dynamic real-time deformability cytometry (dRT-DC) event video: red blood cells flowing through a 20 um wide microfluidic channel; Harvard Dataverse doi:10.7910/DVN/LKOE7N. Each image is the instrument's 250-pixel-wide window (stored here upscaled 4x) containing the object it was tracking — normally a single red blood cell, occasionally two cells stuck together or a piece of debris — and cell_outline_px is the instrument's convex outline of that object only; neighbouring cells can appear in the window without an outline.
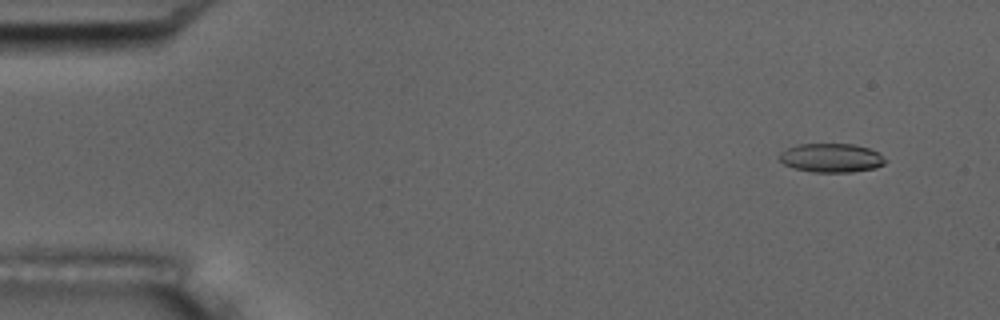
{"species": "common noctule bat (a hibernating species)", "species_latin": "Nyctalus noctula", "temperature_condition": "room temperature", "stored_images_in_passage": 54, "camera_frame_rate_fps": 3000, "um_per_image_px": 0.085, "animal": {"sex": "male", "body_mass_g": 17.5, "forearm_length_mm": 52.3}, "frame": {"image": 1, "passage_image": 4, "time_ms": 1.0, "image_size_px": [1000, 320], "cell_outline_px": [[888, 160], [884, 164], [876, 168], [852, 172], [812, 172], [792, 168], [784, 164], [776, 156], [780, 152], [796, 144], [852, 144], [868, 148], [876, 152]], "centroid_in_image_um": [70.62, 13.43], "position_along_channel_um": 14.4, "area_um2": 17.98}}
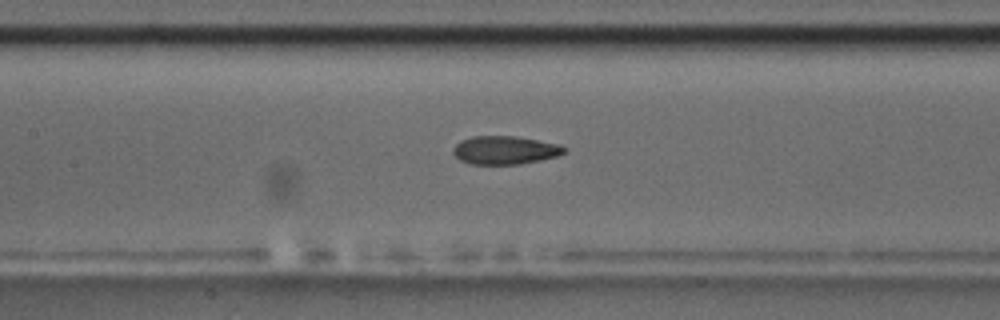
{"frame": {"image": 2, "passage_image": 25, "time_ms": 8.0, "image_size_px": [1000, 320], "cell_outline_px": [[568, 148], [564, 152], [556, 156], [540, 160], [520, 164], [472, 164], [460, 160], [452, 152], [452, 148], [460, 140], [472, 136], [516, 136], [560, 144]], "centroid_in_image_um": [42.91, 12.75], "position_along_channel_um": 164.5, "area_um2": 18.38}}
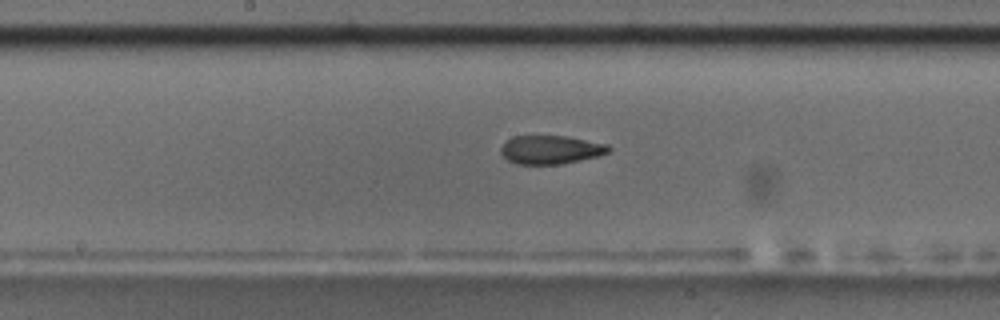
{"frame": {"image": 3, "passage_image": 28, "time_ms": 9.0, "image_size_px": [1000, 320], "cell_outline_px": [[612, 148], [608, 152], [596, 156], [560, 164], [516, 164], [508, 160], [500, 152], [500, 148], [512, 136], [564, 136], [608, 144]], "centroid_in_image_um": [46.79, 12.72], "position_along_channel_um": 201.4, "area_um2": 17.69}, "authors_computed_cell_mechanics": {"area_um2": 18.6116, "velocity_mm_per_s": 3.7276, "shape_relaxation_time_tau1_ms": null, "shape_relaxation_time_tau2_ms": 2.7636, "deformation_change_tau1": null, "deformation_change_tau2": 0.1049}}